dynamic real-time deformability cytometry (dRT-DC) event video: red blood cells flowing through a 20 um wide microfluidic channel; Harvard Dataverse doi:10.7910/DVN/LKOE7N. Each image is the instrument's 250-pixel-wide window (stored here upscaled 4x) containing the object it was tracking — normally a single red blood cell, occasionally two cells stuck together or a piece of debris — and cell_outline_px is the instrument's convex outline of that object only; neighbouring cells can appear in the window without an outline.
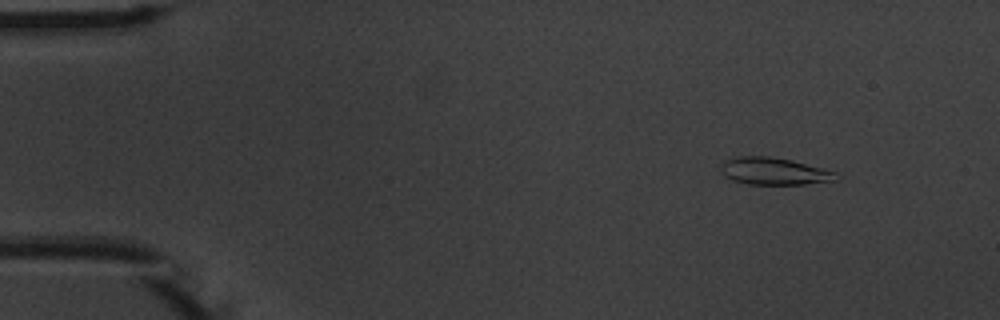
{"species": "common noctule bat (a hibernating species)", "species_latin": "Nyctalus noctula", "temperature_condition": "warm", "stored_images_in_passage": 8, "camera_frame_rate_fps": 3000, "um_per_image_px": 0.085, "animal": {"sex": "male", "body_mass_g": 20.1, "forearm_length_mm": 53.5}, "frame": {"image": 1, "passage_image": 2, "time_ms": 1.0, "image_size_px": [1000, 320], "cell_outline_px": [[840, 180], [804, 184], [748, 184], [732, 180], [724, 176], [720, 172], [720, 168], [728, 160], [736, 156], [772, 156], [792, 160], [836, 172], [840, 176]], "centroid_in_image_um": [65.83, 14.56], "position_along_channel_um": 19.2, "area_um2": 18.32}}
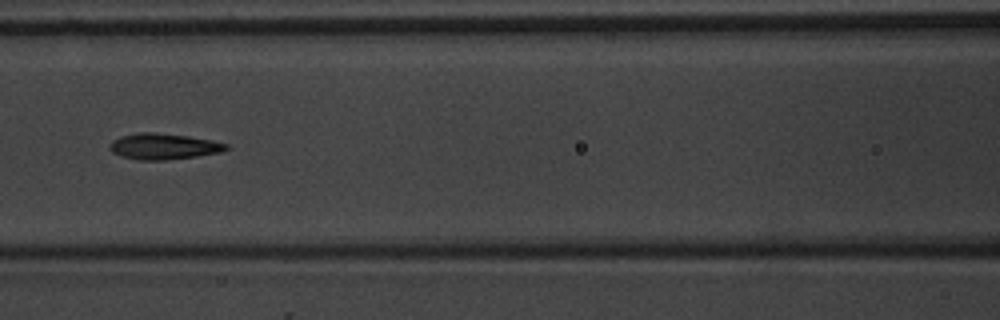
{"frame": {"image": 2, "passage_image": 7, "time_ms": 7.0, "image_size_px": [1000, 320], "cell_outline_px": [[228, 148], [220, 152], [196, 156], [164, 160], [140, 160], [120, 156], [112, 152], [108, 148], [108, 144], [112, 140], [120, 136], [136, 132], [156, 132], [188, 136], [212, 140], [228, 144]], "centroid_in_image_um": [13.84, 12.43], "position_along_channel_um": 152.8, "area_um2": 17.74}}
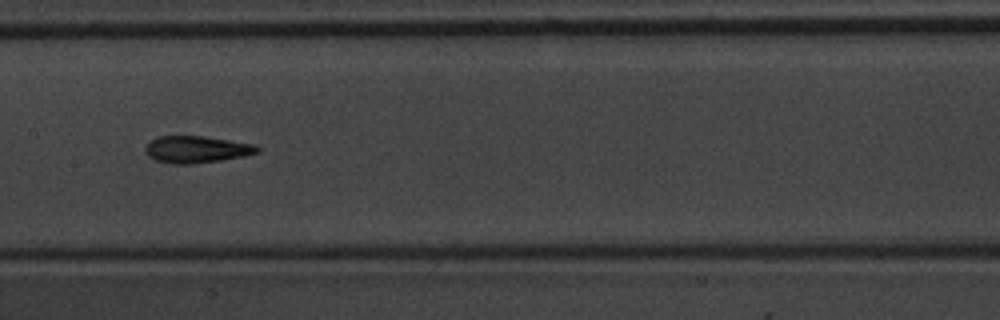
{"frame": {"image": 3, "passage_image": 8, "time_ms": 8.0, "image_size_px": [1000, 320], "cell_outline_px": [[260, 152], [244, 156], [220, 160], [192, 164], [172, 164], [156, 160], [148, 156], [144, 152], [144, 148], [152, 140], [160, 136], [204, 136], [256, 144], [260, 148]], "centroid_in_image_um": [16.73, 12.7], "position_along_channel_um": 190.7, "area_um2": 17.63}}